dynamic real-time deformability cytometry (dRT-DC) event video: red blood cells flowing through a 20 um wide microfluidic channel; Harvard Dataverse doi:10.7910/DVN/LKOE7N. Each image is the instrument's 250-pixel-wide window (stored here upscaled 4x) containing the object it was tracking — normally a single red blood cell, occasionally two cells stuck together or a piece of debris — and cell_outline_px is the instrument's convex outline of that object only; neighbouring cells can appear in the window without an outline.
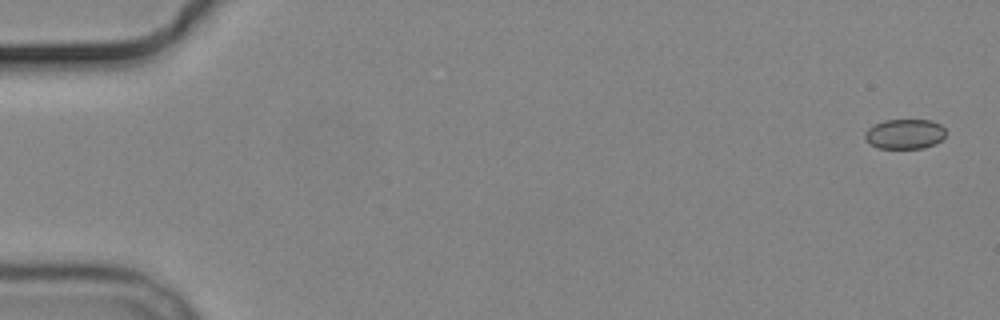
{"species": "common noctule bat (a hibernating species)", "species_latin": "Nyctalus noctula", "temperature_condition": "cold", "stored_images_in_passage": 5, "camera_frame_rate_fps": 3000, "um_per_image_px": 0.085, "animal": {"sex": "male", "body_mass_g": 19.2, "forearm_length_mm": 51.8}, "frame": {"image": 1, "passage_image": 1, "time_ms": 0.0, "image_size_px": [1000, 320], "cell_outline_px": [[944, 136], [936, 144], [924, 148], [880, 148], [868, 144], [864, 136], [864, 132], [868, 128], [884, 120], [932, 120], [940, 124], [944, 128]], "centroid_in_image_um": [76.88, 11.39], "position_along_channel_um": 8.1, "area_um2": 14.1}}
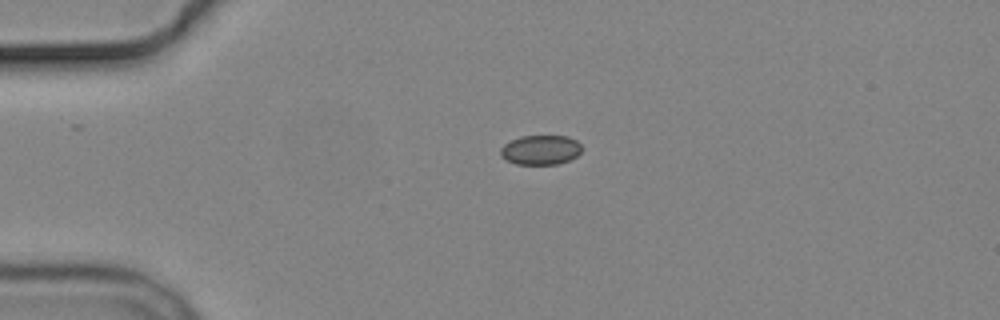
{"frame": {"image": 2, "passage_image": 4, "time_ms": 4.0, "image_size_px": [1000, 320], "cell_outline_px": [[580, 152], [576, 156], [568, 160], [556, 164], [516, 164], [500, 156], [500, 148], [504, 144], [520, 136], [568, 136], [576, 140], [580, 144]], "centroid_in_image_um": [45.93, 12.73], "position_along_channel_um": 39.1, "area_um2": 13.87}}